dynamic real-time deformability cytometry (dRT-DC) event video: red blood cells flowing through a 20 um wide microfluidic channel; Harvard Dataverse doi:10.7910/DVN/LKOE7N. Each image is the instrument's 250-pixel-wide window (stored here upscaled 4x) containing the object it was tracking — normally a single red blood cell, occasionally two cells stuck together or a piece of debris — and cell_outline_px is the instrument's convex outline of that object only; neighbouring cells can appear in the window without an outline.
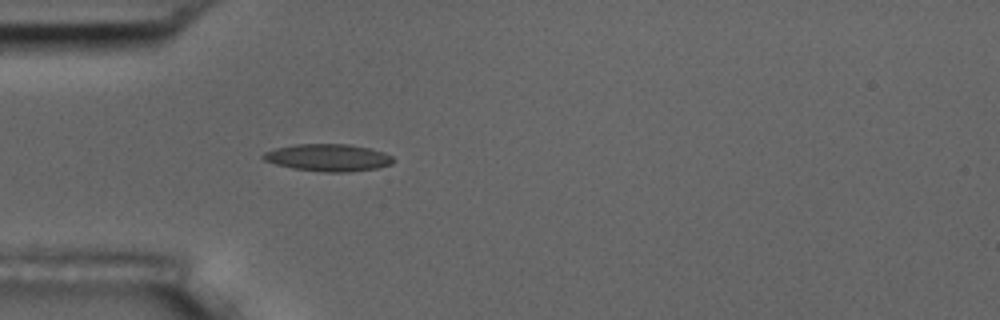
{"species": "common noctule bat (a hibernating species)", "species_latin": "Nyctalus noctula", "temperature_condition": "room temperature", "stored_images_in_passage": 46, "camera_frame_rate_fps": 3000, "um_per_image_px": 0.085, "animal": {"sex": "male", "body_mass_g": 17.5, "forearm_length_mm": 52.3}, "frame": {"image": 1, "passage_image": 7, "time_ms": 2.0, "image_size_px": [1000, 320], "cell_outline_px": [[396, 160], [392, 164], [376, 168], [344, 172], [324, 172], [292, 168], [276, 164], [264, 160], [260, 156], [264, 152], [276, 148], [296, 144], [348, 144], [368, 148], [384, 152], [392, 156]], "centroid_in_image_um": [27.89, 13.39], "position_along_channel_um": 57.1, "area_um2": 20.58}, "authors_computed_cell_mechanics": {"area_um2": 19.3341, "velocity_mm_per_s": 3.6748, "shape_relaxation_time_tau1_ms": null, "shape_relaxation_time_tau2_ms": 3.528, "deformation_change_tau1": null, "deformation_change_tau2": 0.1191}}